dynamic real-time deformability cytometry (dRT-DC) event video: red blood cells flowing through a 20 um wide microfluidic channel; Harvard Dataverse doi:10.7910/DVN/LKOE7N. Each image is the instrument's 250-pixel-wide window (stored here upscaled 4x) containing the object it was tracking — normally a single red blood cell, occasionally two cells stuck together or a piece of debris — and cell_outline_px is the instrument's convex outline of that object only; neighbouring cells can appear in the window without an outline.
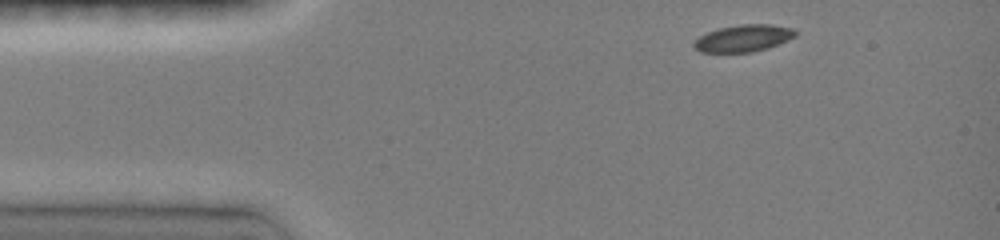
{"species": "common noctule bat (a hibernating species)", "species_latin": "Nyctalus noctula", "temperature_condition": "room temperature", "stored_images_in_passage": 6, "camera_frame_rate_fps": 3000, "um_per_image_px": 0.085, "animal": {"sex": "female", "body_mass_g": 19.0, "forearm_length_mm": 51.5}, "frame": {"image": 1, "passage_image": 1, "time_ms": 0.0, "image_size_px": [1000, 240], "cell_outline_px": [[796, 36], [768, 48], [752, 52], [700, 52], [692, 44], [700, 36], [716, 28], [740, 24], [772, 24], [792, 28], [796, 32]], "centroid_in_image_um": [63.19, 3.24], "position_along_channel_um": 21.8, "area_um2": 15.9}}
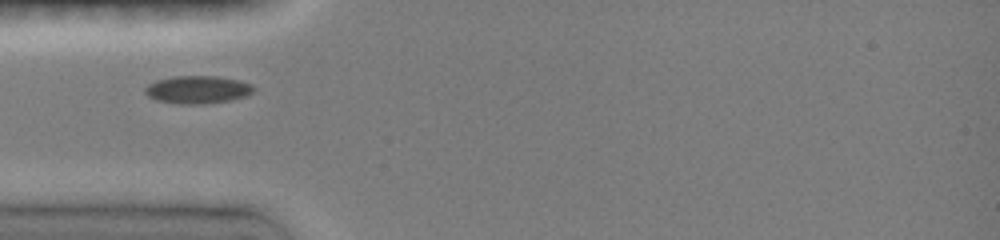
{"frame": {"image": 2, "passage_image": 5, "time_ms": 2.667, "image_size_px": [1000, 240], "cell_outline_px": [[256, 88], [248, 96], [232, 100], [204, 104], [180, 104], [156, 100], [148, 96], [144, 92], [144, 88], [148, 84], [156, 80], [172, 76], [216, 76], [240, 80], [252, 84]], "centroid_in_image_um": [16.82, 7.62], "position_along_channel_um": 68.2, "area_um2": 17.86}}